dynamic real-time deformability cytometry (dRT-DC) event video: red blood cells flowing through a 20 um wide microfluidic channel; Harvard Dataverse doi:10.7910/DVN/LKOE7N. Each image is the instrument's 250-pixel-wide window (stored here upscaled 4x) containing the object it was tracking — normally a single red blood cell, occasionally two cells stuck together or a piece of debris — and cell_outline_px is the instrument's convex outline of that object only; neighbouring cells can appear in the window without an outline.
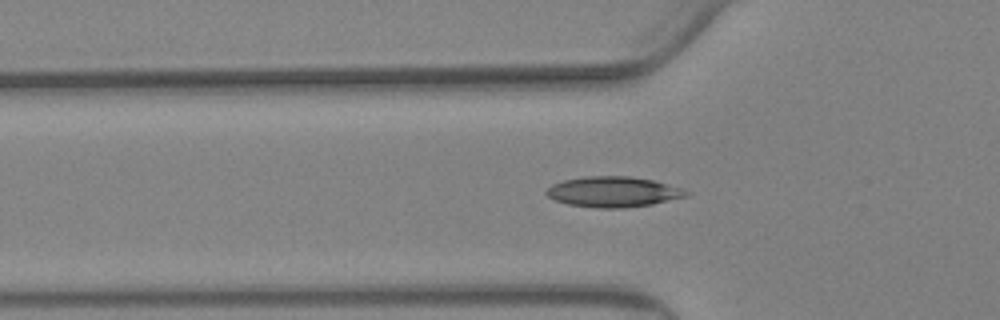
{"species": "Egyptian fruit bat (a non-hibernating species)", "species_latin": "Rousettus aegyptiacus", "temperature_condition": "warm", "stored_images_in_passage": 45, "camera_frame_rate_fps": 3000, "um_per_image_px": 0.085, "animal": {"sex": "female"}, "frame": {"image": 1, "passage_image": 8, "time_ms": 2.333, "image_size_px": [1000, 320], "cell_outline_px": [[688, 192], [684, 196], [652, 204], [624, 208], [596, 208], [568, 204], [556, 200], [548, 196], [544, 192], [552, 184], [564, 180], [588, 176], [628, 176], [652, 180], [684, 188]], "centroid_in_image_um": [52.09, 16.3], "position_along_channel_um": 73.7, "area_um2": 24.57}}
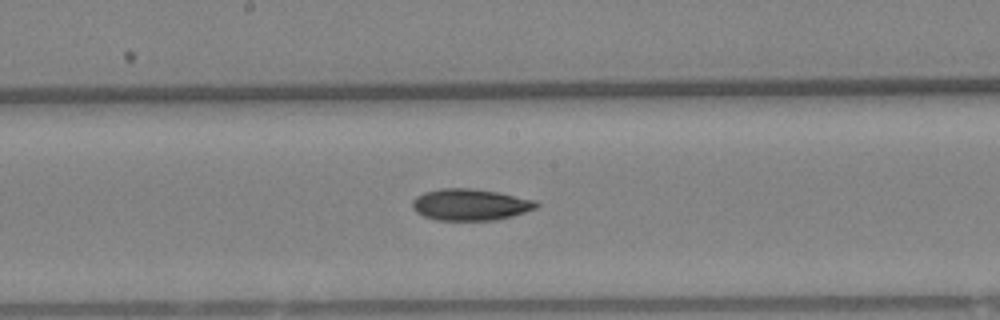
{"frame": {"image": 2, "passage_image": 19, "time_ms": 6.0, "image_size_px": [1000, 320], "cell_outline_px": [[540, 204], [536, 208], [512, 216], [496, 220], [436, 220], [424, 216], [416, 212], [412, 208], [412, 200], [416, 196], [424, 192], [440, 188], [472, 188], [496, 192], [536, 200]], "centroid_in_image_um": [39.95, 17.39], "position_along_channel_um": 208.2, "area_um2": 22.83}}
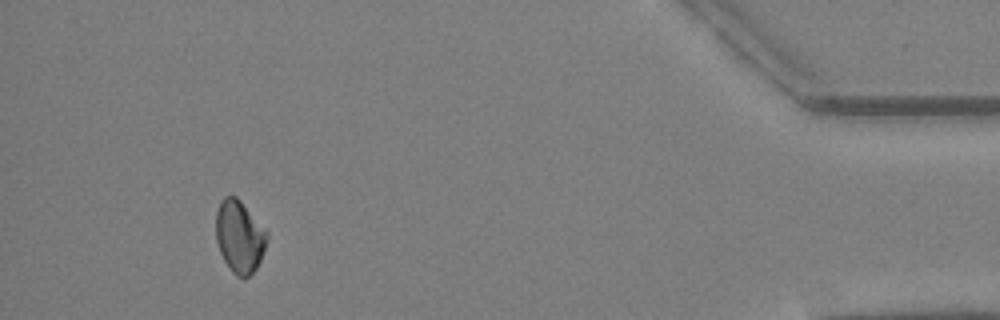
{"frame": {"image": 3, "passage_image": 41, "time_ms": 13.333, "image_size_px": [1000, 320], "cell_outline_px": [[268, 240], [260, 260], [256, 268], [244, 280], [236, 276], [232, 272], [224, 260], [220, 252], [216, 240], [216, 212], [220, 200], [224, 196], [236, 196], [240, 200], [268, 232]], "centroid_in_image_um": [20.35, 20.11], "position_along_channel_um": 414.8, "area_um2": 21.62}}